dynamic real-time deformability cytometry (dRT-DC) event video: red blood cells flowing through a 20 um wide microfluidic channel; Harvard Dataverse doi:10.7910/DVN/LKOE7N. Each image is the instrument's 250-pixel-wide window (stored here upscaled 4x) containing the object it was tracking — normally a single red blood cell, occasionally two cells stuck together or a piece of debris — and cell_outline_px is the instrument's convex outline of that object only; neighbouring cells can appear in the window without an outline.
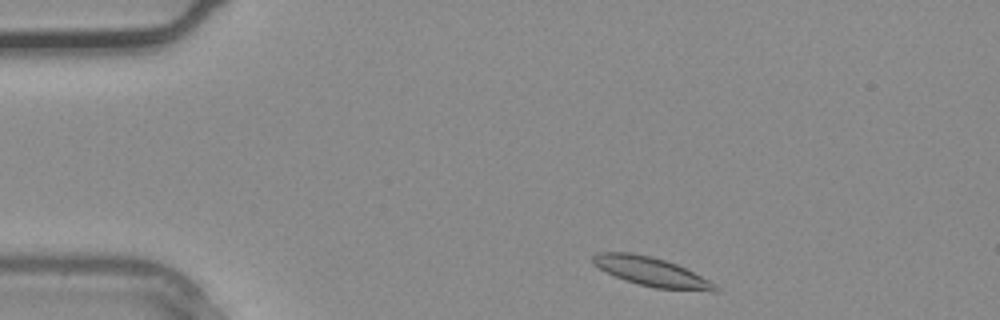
{"species": "common noctule bat (a hibernating species)", "species_latin": "Nyctalus noctula", "temperature_condition": "warm", "stored_images_in_passage": 2, "camera_frame_rate_fps": 3000, "um_per_image_px": 0.085, "animal": {"sex": "male", "body_mass_g": 20.4}, "frame": {"image": 1, "passage_image": 1, "time_ms": 0.0, "image_size_px": [1000, 320], "cell_outline_px": [[720, 292], [712, 292], [656, 288], [624, 280], [592, 264], [592, 256], [596, 252], [632, 252], [652, 256], [676, 264], [716, 284], [720, 288]], "centroid_in_image_um": [55.39, 23.1], "position_along_channel_um": 29.6, "area_um2": 20.63}}